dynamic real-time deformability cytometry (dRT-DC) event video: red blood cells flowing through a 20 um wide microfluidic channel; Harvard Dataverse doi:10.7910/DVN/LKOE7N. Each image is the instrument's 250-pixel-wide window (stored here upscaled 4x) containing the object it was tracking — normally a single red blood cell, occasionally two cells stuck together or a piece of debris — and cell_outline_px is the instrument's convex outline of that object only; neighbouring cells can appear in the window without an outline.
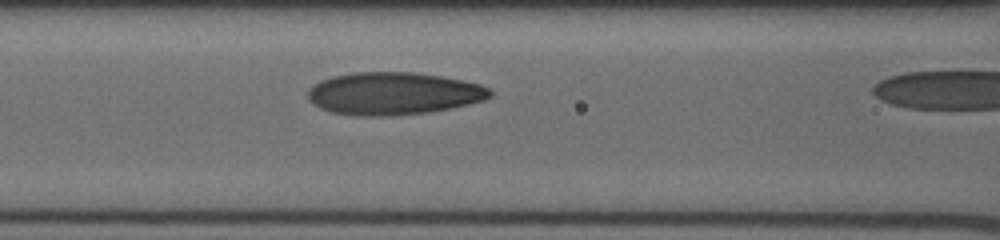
{"species": "human", "species_latin": "Homo sapiens", "temperature_condition": "cold", "stored_images_in_passage": 5, "segment_of_instrument_passage": [1, 2], "camera_frame_rate_fps": 3000, "um_per_image_px": 0.085, "donor": {"sex": "male"}, "frame": {"image": 1, "passage_image": 4, "time_ms": 1.0, "image_size_px": [1000, 240], "cell_outline_px": [[492, 96], [484, 100], [452, 108], [428, 112], [392, 116], [356, 116], [332, 112], [320, 108], [312, 104], [308, 100], [308, 88], [312, 84], [320, 80], [332, 76], [356, 72], [416, 72], [444, 76], [480, 84], [488, 88], [492, 92]], "centroid_in_image_um": [33.42, 7.95], "position_along_channel_um": 133.2, "area_um2": 45.6}}